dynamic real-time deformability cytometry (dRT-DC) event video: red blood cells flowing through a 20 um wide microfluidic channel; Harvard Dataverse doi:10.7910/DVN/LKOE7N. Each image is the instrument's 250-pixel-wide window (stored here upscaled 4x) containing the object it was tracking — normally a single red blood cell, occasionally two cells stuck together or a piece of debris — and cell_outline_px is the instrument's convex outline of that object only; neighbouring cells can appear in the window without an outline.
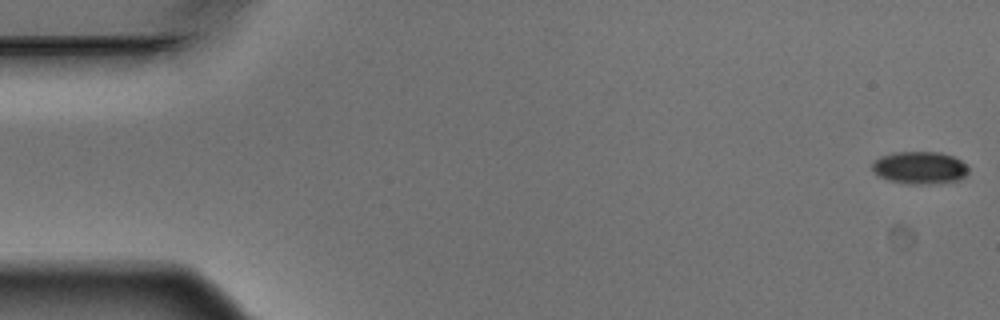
{"species": "Egyptian fruit bat (a non-hibernating species)", "species_latin": "Rousettus aegyptiacus", "temperature_condition": "warm", "stored_images_in_passage": 5, "camera_frame_rate_fps": 3000, "um_per_image_px": 0.085, "animal": {"sex": "male"}, "frame": {"image": 1, "passage_image": 1, "time_ms": 0.0, "image_size_px": [1000, 320], "cell_outline_px": [[968, 172], [960, 180], [928, 184], [908, 184], [888, 180], [876, 176], [872, 172], [872, 160], [880, 156], [892, 152], [940, 152], [952, 156], [968, 164]], "centroid_in_image_um": [78.13, 14.25], "position_along_channel_um": 6.9, "area_um2": 18.55}}
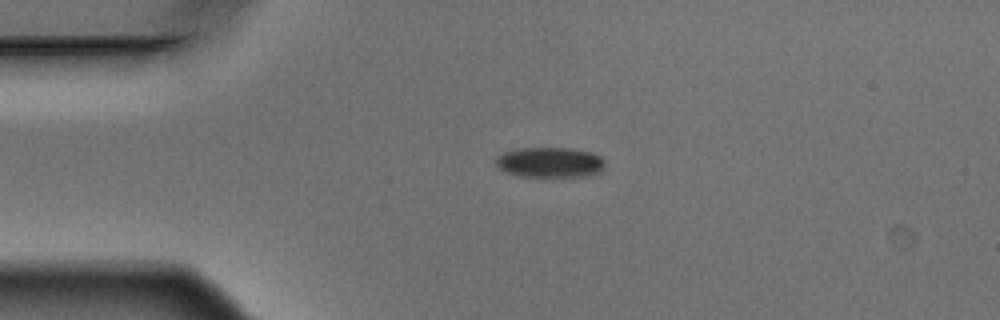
{"frame": {"image": 2, "passage_image": 4, "time_ms": 1.0, "image_size_px": [1000, 320], "cell_outline_px": [[604, 168], [600, 172], [588, 176], [520, 176], [508, 172], [500, 168], [496, 164], [496, 156], [504, 152], [516, 148], [572, 148], [592, 152], [600, 156], [604, 160]], "centroid_in_image_um": [46.77, 13.78], "position_along_channel_um": 38.2, "area_um2": 19.25}}